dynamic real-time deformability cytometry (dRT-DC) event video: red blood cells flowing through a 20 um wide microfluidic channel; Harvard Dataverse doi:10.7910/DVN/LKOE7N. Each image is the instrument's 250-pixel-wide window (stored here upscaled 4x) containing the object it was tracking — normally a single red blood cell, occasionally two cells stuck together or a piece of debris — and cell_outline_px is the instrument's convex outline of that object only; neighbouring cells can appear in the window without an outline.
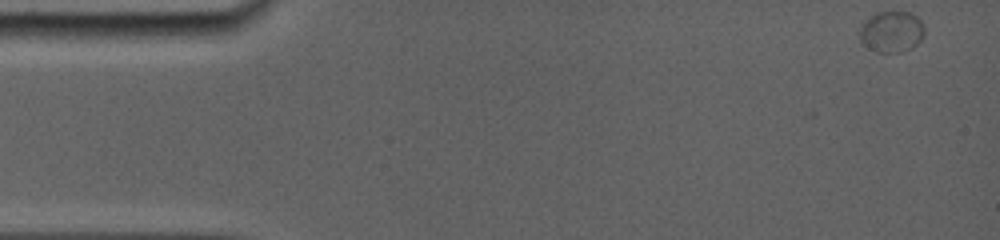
{"species": "common noctule bat (a hibernating species)", "species_latin": "Nyctalus noctula", "temperature_condition": "room temperature", "stored_images_in_passage": 39, "camera_frame_rate_fps": 5000, "um_per_image_px": 0.085, "animal": {"sex": "female", "body_mass_g": 19.0, "forearm_length_mm": 56.7}, "frame": {"image": 1, "passage_image": 1, "time_ms": 0.0, "image_size_px": [1000, 240], "cell_outline_px": [[924, 36], [912, 48], [900, 52], [876, 52], [860, 44], [860, 28], [864, 20], [876, 12], [912, 12], [920, 20], [924, 28]], "centroid_in_image_um": [75.76, 2.7], "position_along_channel_um": 9.2, "area_um2": 15.72}}
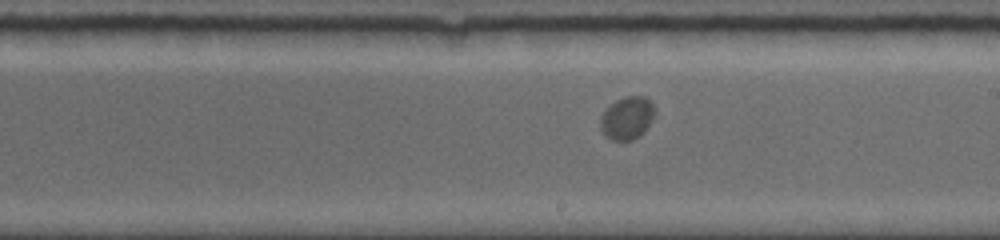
{"frame": {"image": 2, "passage_image": 17, "time_ms": 9.0, "image_size_px": [1000, 240], "cell_outline_px": [[656, 112], [644, 132], [640, 136], [632, 140], [612, 140], [600, 128], [600, 116], [616, 100], [624, 96], [644, 96], [652, 104]], "centroid_in_image_um": [53.32, 10.03], "position_along_channel_um": 235.7, "area_um2": 13.35}}
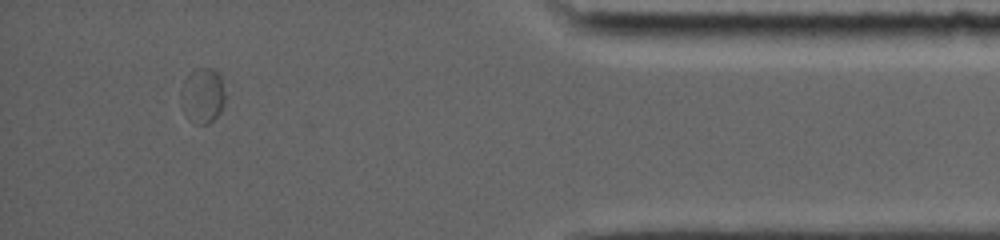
{"frame": {"image": 3, "passage_image": 34, "time_ms": 14.6, "image_size_px": [1000, 240], "cell_outline_px": [[224, 104], [220, 112], [208, 124], [196, 124], [184, 112], [180, 104], [180, 88], [188, 72], [196, 68], [212, 68], [220, 76], [224, 92]], "centroid_in_image_um": [17.18, 8.1], "position_along_channel_um": 418.0, "area_um2": 14.33}}